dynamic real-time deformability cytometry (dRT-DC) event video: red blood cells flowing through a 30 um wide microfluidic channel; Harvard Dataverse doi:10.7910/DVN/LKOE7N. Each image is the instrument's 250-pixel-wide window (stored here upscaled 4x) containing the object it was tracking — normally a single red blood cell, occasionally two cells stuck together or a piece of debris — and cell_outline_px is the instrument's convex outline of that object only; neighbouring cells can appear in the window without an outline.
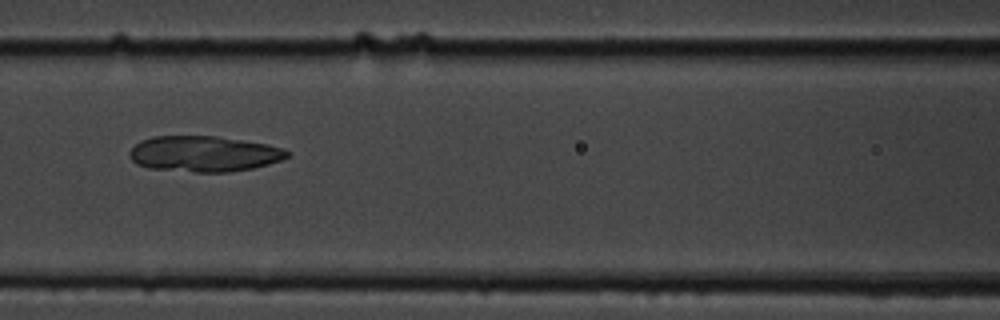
{"species": "common noctule bat (a hibernating species)", "species_latin": "Nyctalus noctula", "temperature_condition": "cold", "stored_images_in_passage": 11, "camera_frame_rate_fps": 3000, "um_per_image_px": 0.085, "animal": {"sex": "male", "body_mass_g": 19.5, "forearm_length_mm": 54.6}, "frame": {"image": 1, "passage_image": 7, "time_ms": 8.0, "image_size_px": [1000, 320], "cell_outline_px": [[292, 152], [288, 156], [280, 160], [268, 164], [252, 168], [228, 172], [196, 172], [148, 168], [136, 164], [128, 156], [128, 152], [140, 140], [152, 136], [216, 136], [244, 140], [268, 144], [284, 148]], "centroid_in_image_um": [17.33, 13.07], "position_along_channel_um": 149.3, "area_um2": 33.06}}
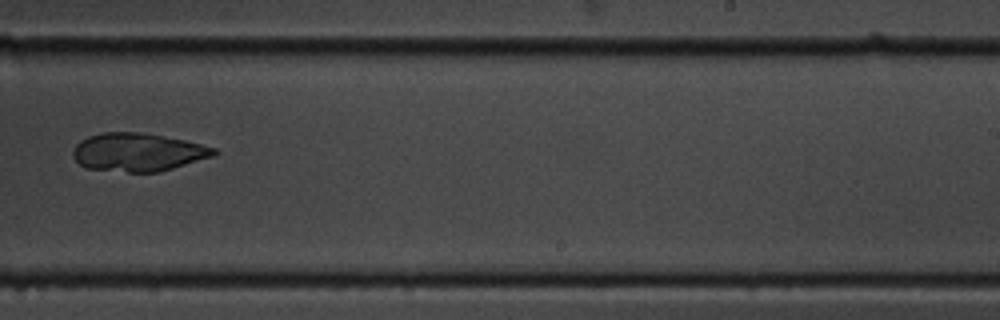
{"frame": {"image": 2, "passage_image": 10, "time_ms": 11.667, "image_size_px": [1000, 320], "cell_outline_px": [[220, 152], [216, 156], [160, 172], [128, 172], [84, 168], [72, 156], [72, 152], [76, 144], [80, 140], [88, 136], [100, 132], [140, 132], [164, 136], [184, 140], [216, 148]], "centroid_in_image_um": [11.74, 12.94], "position_along_channel_um": 277.3, "area_um2": 31.73}}
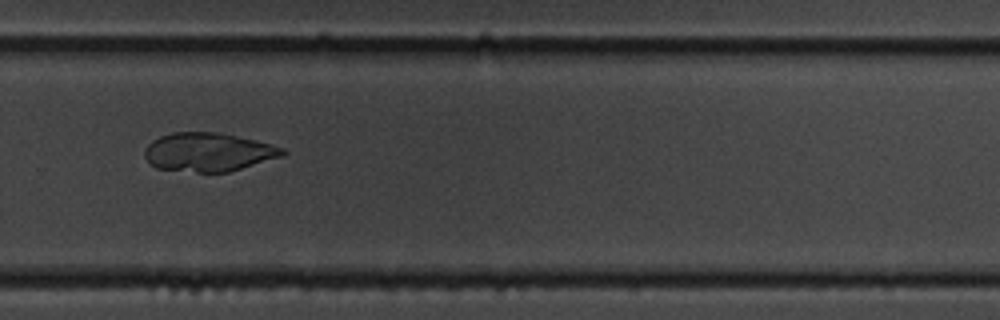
{"frame": {"image": 3, "passage_image": 11, "time_ms": 12.667, "image_size_px": [1000, 320], "cell_outline_px": [[288, 152], [284, 156], [228, 172], [196, 172], [156, 168], [148, 164], [144, 156], [144, 152], [148, 144], [152, 140], [160, 136], [172, 132], [216, 132], [256, 140], [284, 148]], "centroid_in_image_um": [17.7, 12.93], "position_along_channel_um": 312.1, "area_um2": 31.21}}